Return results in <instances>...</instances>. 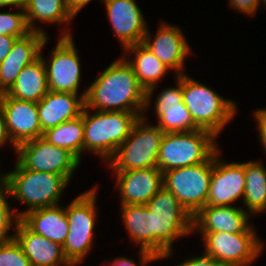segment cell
<instances>
[{"instance_id": "484cf974", "label": "cell", "mask_w": 266, "mask_h": 266, "mask_svg": "<svg viewBox=\"0 0 266 266\" xmlns=\"http://www.w3.org/2000/svg\"><path fill=\"white\" fill-rule=\"evenodd\" d=\"M49 92L46 67L41 56L26 65L6 92L9 97L38 103Z\"/></svg>"}, {"instance_id": "d4e9b609", "label": "cell", "mask_w": 266, "mask_h": 266, "mask_svg": "<svg viewBox=\"0 0 266 266\" xmlns=\"http://www.w3.org/2000/svg\"><path fill=\"white\" fill-rule=\"evenodd\" d=\"M125 52L134 53L133 59L126 61L132 66L137 80L147 92L146 109L150 106V99L156 84L169 70L142 42L126 47Z\"/></svg>"}, {"instance_id": "9c48e42d", "label": "cell", "mask_w": 266, "mask_h": 266, "mask_svg": "<svg viewBox=\"0 0 266 266\" xmlns=\"http://www.w3.org/2000/svg\"><path fill=\"white\" fill-rule=\"evenodd\" d=\"M213 170V155L201 164L163 172V187L193 217L206 206Z\"/></svg>"}, {"instance_id": "277c9868", "label": "cell", "mask_w": 266, "mask_h": 266, "mask_svg": "<svg viewBox=\"0 0 266 266\" xmlns=\"http://www.w3.org/2000/svg\"><path fill=\"white\" fill-rule=\"evenodd\" d=\"M7 174L8 194L29 206L27 211L17 213L19 219L26 212L59 205L61 194L69 184L63 175L25 169L18 161L15 170Z\"/></svg>"}, {"instance_id": "30bf717a", "label": "cell", "mask_w": 266, "mask_h": 266, "mask_svg": "<svg viewBox=\"0 0 266 266\" xmlns=\"http://www.w3.org/2000/svg\"><path fill=\"white\" fill-rule=\"evenodd\" d=\"M200 233L206 247L204 254L224 266H248L258 257L264 246L252 227L244 233Z\"/></svg>"}, {"instance_id": "d6986e66", "label": "cell", "mask_w": 266, "mask_h": 266, "mask_svg": "<svg viewBox=\"0 0 266 266\" xmlns=\"http://www.w3.org/2000/svg\"><path fill=\"white\" fill-rule=\"evenodd\" d=\"M176 77L177 87L166 88L157 96L155 103V113L158 116L157 126L164 133L198 130L199 128L183 103L182 75Z\"/></svg>"}, {"instance_id": "6da1fadb", "label": "cell", "mask_w": 266, "mask_h": 266, "mask_svg": "<svg viewBox=\"0 0 266 266\" xmlns=\"http://www.w3.org/2000/svg\"><path fill=\"white\" fill-rule=\"evenodd\" d=\"M82 96L87 109L142 113L146 110L147 92L124 57L112 62Z\"/></svg>"}, {"instance_id": "ab89813d", "label": "cell", "mask_w": 266, "mask_h": 266, "mask_svg": "<svg viewBox=\"0 0 266 266\" xmlns=\"http://www.w3.org/2000/svg\"><path fill=\"white\" fill-rule=\"evenodd\" d=\"M111 265L112 266H137L135 262L125 257H120V258L118 257L114 259Z\"/></svg>"}, {"instance_id": "44dd1931", "label": "cell", "mask_w": 266, "mask_h": 266, "mask_svg": "<svg viewBox=\"0 0 266 266\" xmlns=\"http://www.w3.org/2000/svg\"><path fill=\"white\" fill-rule=\"evenodd\" d=\"M15 239L21 245L31 266H59L67 264L59 243L31 231L20 219L15 224Z\"/></svg>"}, {"instance_id": "cb8c5ba5", "label": "cell", "mask_w": 266, "mask_h": 266, "mask_svg": "<svg viewBox=\"0 0 266 266\" xmlns=\"http://www.w3.org/2000/svg\"><path fill=\"white\" fill-rule=\"evenodd\" d=\"M20 220L34 233L59 243L61 246L69 232L65 208L60 205L26 212Z\"/></svg>"}, {"instance_id": "b9f144b4", "label": "cell", "mask_w": 266, "mask_h": 266, "mask_svg": "<svg viewBox=\"0 0 266 266\" xmlns=\"http://www.w3.org/2000/svg\"><path fill=\"white\" fill-rule=\"evenodd\" d=\"M76 264H78V262H67L65 266H74Z\"/></svg>"}, {"instance_id": "4dcf8cb0", "label": "cell", "mask_w": 266, "mask_h": 266, "mask_svg": "<svg viewBox=\"0 0 266 266\" xmlns=\"http://www.w3.org/2000/svg\"><path fill=\"white\" fill-rule=\"evenodd\" d=\"M0 266H31L15 238L0 244Z\"/></svg>"}, {"instance_id": "d6a6232c", "label": "cell", "mask_w": 266, "mask_h": 266, "mask_svg": "<svg viewBox=\"0 0 266 266\" xmlns=\"http://www.w3.org/2000/svg\"><path fill=\"white\" fill-rule=\"evenodd\" d=\"M229 2L231 7H234L235 10H239L249 16L255 14L259 5H261V0H229Z\"/></svg>"}, {"instance_id": "74e56055", "label": "cell", "mask_w": 266, "mask_h": 266, "mask_svg": "<svg viewBox=\"0 0 266 266\" xmlns=\"http://www.w3.org/2000/svg\"><path fill=\"white\" fill-rule=\"evenodd\" d=\"M8 139H10V137L6 129L4 113L0 108V146L4 145L5 142L7 143V141L11 142V140Z\"/></svg>"}, {"instance_id": "1f68e13d", "label": "cell", "mask_w": 266, "mask_h": 266, "mask_svg": "<svg viewBox=\"0 0 266 266\" xmlns=\"http://www.w3.org/2000/svg\"><path fill=\"white\" fill-rule=\"evenodd\" d=\"M8 196L10 195L7 191L0 193V244L14 239L15 235L8 236L7 232L12 227L14 218L16 223L19 220L16 214L18 212L11 210L6 201Z\"/></svg>"}, {"instance_id": "ffe728a7", "label": "cell", "mask_w": 266, "mask_h": 266, "mask_svg": "<svg viewBox=\"0 0 266 266\" xmlns=\"http://www.w3.org/2000/svg\"><path fill=\"white\" fill-rule=\"evenodd\" d=\"M249 216L243 207L205 206L192 217V231L244 233Z\"/></svg>"}, {"instance_id": "7bdbcfd3", "label": "cell", "mask_w": 266, "mask_h": 266, "mask_svg": "<svg viewBox=\"0 0 266 266\" xmlns=\"http://www.w3.org/2000/svg\"><path fill=\"white\" fill-rule=\"evenodd\" d=\"M262 2V4H264V6L266 5V0H261Z\"/></svg>"}, {"instance_id": "8d00e7d4", "label": "cell", "mask_w": 266, "mask_h": 266, "mask_svg": "<svg viewBox=\"0 0 266 266\" xmlns=\"http://www.w3.org/2000/svg\"><path fill=\"white\" fill-rule=\"evenodd\" d=\"M91 0H65L68 11L72 14L73 17Z\"/></svg>"}, {"instance_id": "7a4b0ae2", "label": "cell", "mask_w": 266, "mask_h": 266, "mask_svg": "<svg viewBox=\"0 0 266 266\" xmlns=\"http://www.w3.org/2000/svg\"><path fill=\"white\" fill-rule=\"evenodd\" d=\"M83 108V151L89 150L108 161L128 138L141 112L95 111L92 116Z\"/></svg>"}, {"instance_id": "52a82bcc", "label": "cell", "mask_w": 266, "mask_h": 266, "mask_svg": "<svg viewBox=\"0 0 266 266\" xmlns=\"http://www.w3.org/2000/svg\"><path fill=\"white\" fill-rule=\"evenodd\" d=\"M145 122V117L139 118L128 138L108 160L114 171L157 167L164 132L157 125L149 126Z\"/></svg>"}, {"instance_id": "8fae6325", "label": "cell", "mask_w": 266, "mask_h": 266, "mask_svg": "<svg viewBox=\"0 0 266 266\" xmlns=\"http://www.w3.org/2000/svg\"><path fill=\"white\" fill-rule=\"evenodd\" d=\"M15 151L18 162L36 172L63 175L69 182L80 160L69 150L50 144L43 137L19 144Z\"/></svg>"}, {"instance_id": "60d3db41", "label": "cell", "mask_w": 266, "mask_h": 266, "mask_svg": "<svg viewBox=\"0 0 266 266\" xmlns=\"http://www.w3.org/2000/svg\"><path fill=\"white\" fill-rule=\"evenodd\" d=\"M7 189H8V174H5L3 176H0V193L6 192Z\"/></svg>"}, {"instance_id": "ba28073f", "label": "cell", "mask_w": 266, "mask_h": 266, "mask_svg": "<svg viewBox=\"0 0 266 266\" xmlns=\"http://www.w3.org/2000/svg\"><path fill=\"white\" fill-rule=\"evenodd\" d=\"M96 190L93 188L80 194L65 209L69 232L62 250L68 262L80 263L92 247L97 210Z\"/></svg>"}, {"instance_id": "f1b7e54d", "label": "cell", "mask_w": 266, "mask_h": 266, "mask_svg": "<svg viewBox=\"0 0 266 266\" xmlns=\"http://www.w3.org/2000/svg\"><path fill=\"white\" fill-rule=\"evenodd\" d=\"M245 192L243 202L249 214L266 210V169L258 161L245 162Z\"/></svg>"}, {"instance_id": "3957f363", "label": "cell", "mask_w": 266, "mask_h": 266, "mask_svg": "<svg viewBox=\"0 0 266 266\" xmlns=\"http://www.w3.org/2000/svg\"><path fill=\"white\" fill-rule=\"evenodd\" d=\"M153 215V256L158 260L172 254L175 238L192 231V216L178 199L162 187L146 204Z\"/></svg>"}, {"instance_id": "f546056e", "label": "cell", "mask_w": 266, "mask_h": 266, "mask_svg": "<svg viewBox=\"0 0 266 266\" xmlns=\"http://www.w3.org/2000/svg\"><path fill=\"white\" fill-rule=\"evenodd\" d=\"M30 32L23 9L22 12L0 13V35L21 38Z\"/></svg>"}, {"instance_id": "e0dca14e", "label": "cell", "mask_w": 266, "mask_h": 266, "mask_svg": "<svg viewBox=\"0 0 266 266\" xmlns=\"http://www.w3.org/2000/svg\"><path fill=\"white\" fill-rule=\"evenodd\" d=\"M151 41V42H150ZM142 43L160 60L168 69L174 70L176 76L184 74V59L189 55L190 47L179 27L163 23L158 29L155 38H150L147 29Z\"/></svg>"}, {"instance_id": "83f0119b", "label": "cell", "mask_w": 266, "mask_h": 266, "mask_svg": "<svg viewBox=\"0 0 266 266\" xmlns=\"http://www.w3.org/2000/svg\"><path fill=\"white\" fill-rule=\"evenodd\" d=\"M43 138L50 144L69 150L81 160L84 141L83 111L78 117L47 129Z\"/></svg>"}, {"instance_id": "2e32d148", "label": "cell", "mask_w": 266, "mask_h": 266, "mask_svg": "<svg viewBox=\"0 0 266 266\" xmlns=\"http://www.w3.org/2000/svg\"><path fill=\"white\" fill-rule=\"evenodd\" d=\"M115 173L121 205H146L163 187V172L157 167Z\"/></svg>"}, {"instance_id": "ac0fdd59", "label": "cell", "mask_w": 266, "mask_h": 266, "mask_svg": "<svg viewBox=\"0 0 266 266\" xmlns=\"http://www.w3.org/2000/svg\"><path fill=\"white\" fill-rule=\"evenodd\" d=\"M115 35L124 49L141 43L147 31L146 22L135 0H102Z\"/></svg>"}, {"instance_id": "8992f818", "label": "cell", "mask_w": 266, "mask_h": 266, "mask_svg": "<svg viewBox=\"0 0 266 266\" xmlns=\"http://www.w3.org/2000/svg\"><path fill=\"white\" fill-rule=\"evenodd\" d=\"M215 137L204 129L164 133L157 168L166 172L206 162L218 150Z\"/></svg>"}, {"instance_id": "603a6c76", "label": "cell", "mask_w": 266, "mask_h": 266, "mask_svg": "<svg viewBox=\"0 0 266 266\" xmlns=\"http://www.w3.org/2000/svg\"><path fill=\"white\" fill-rule=\"evenodd\" d=\"M122 219L132 240L140 243V262L144 266L157 260L153 256V215L146 205H122Z\"/></svg>"}, {"instance_id": "e575fe53", "label": "cell", "mask_w": 266, "mask_h": 266, "mask_svg": "<svg viewBox=\"0 0 266 266\" xmlns=\"http://www.w3.org/2000/svg\"><path fill=\"white\" fill-rule=\"evenodd\" d=\"M254 116L257 120V128H259V139L266 154V109H258Z\"/></svg>"}, {"instance_id": "836d02e7", "label": "cell", "mask_w": 266, "mask_h": 266, "mask_svg": "<svg viewBox=\"0 0 266 266\" xmlns=\"http://www.w3.org/2000/svg\"><path fill=\"white\" fill-rule=\"evenodd\" d=\"M177 266H224L216 259L203 254L202 256L194 257L191 259H186V261L180 263Z\"/></svg>"}, {"instance_id": "4316f807", "label": "cell", "mask_w": 266, "mask_h": 266, "mask_svg": "<svg viewBox=\"0 0 266 266\" xmlns=\"http://www.w3.org/2000/svg\"><path fill=\"white\" fill-rule=\"evenodd\" d=\"M26 21L31 31L45 33L43 29L34 26V21L48 23H67L74 17L68 11L65 0H27L24 8Z\"/></svg>"}, {"instance_id": "d590c367", "label": "cell", "mask_w": 266, "mask_h": 266, "mask_svg": "<svg viewBox=\"0 0 266 266\" xmlns=\"http://www.w3.org/2000/svg\"><path fill=\"white\" fill-rule=\"evenodd\" d=\"M17 39V37L10 35H0V63L10 53Z\"/></svg>"}, {"instance_id": "7402d4cb", "label": "cell", "mask_w": 266, "mask_h": 266, "mask_svg": "<svg viewBox=\"0 0 266 266\" xmlns=\"http://www.w3.org/2000/svg\"><path fill=\"white\" fill-rule=\"evenodd\" d=\"M84 107L85 96L79 98L74 93L49 91L37 103L42 131L45 132L49 128L78 117Z\"/></svg>"}, {"instance_id": "9a60e30c", "label": "cell", "mask_w": 266, "mask_h": 266, "mask_svg": "<svg viewBox=\"0 0 266 266\" xmlns=\"http://www.w3.org/2000/svg\"><path fill=\"white\" fill-rule=\"evenodd\" d=\"M48 36L39 31H31L26 36L18 38L10 53L0 63V93H6L15 83L17 76L22 69L35 61L44 45L48 41Z\"/></svg>"}, {"instance_id": "5bb4252c", "label": "cell", "mask_w": 266, "mask_h": 266, "mask_svg": "<svg viewBox=\"0 0 266 266\" xmlns=\"http://www.w3.org/2000/svg\"><path fill=\"white\" fill-rule=\"evenodd\" d=\"M219 150L213 154V170L206 206H230L244 196L245 162L219 161Z\"/></svg>"}, {"instance_id": "f35d334b", "label": "cell", "mask_w": 266, "mask_h": 266, "mask_svg": "<svg viewBox=\"0 0 266 266\" xmlns=\"http://www.w3.org/2000/svg\"><path fill=\"white\" fill-rule=\"evenodd\" d=\"M26 1L27 0H0V7L13 6L24 10Z\"/></svg>"}, {"instance_id": "4fadbf2b", "label": "cell", "mask_w": 266, "mask_h": 266, "mask_svg": "<svg viewBox=\"0 0 266 266\" xmlns=\"http://www.w3.org/2000/svg\"><path fill=\"white\" fill-rule=\"evenodd\" d=\"M0 108L14 148L23 142L43 137L36 102L19 100L2 93Z\"/></svg>"}, {"instance_id": "5b68a950", "label": "cell", "mask_w": 266, "mask_h": 266, "mask_svg": "<svg viewBox=\"0 0 266 266\" xmlns=\"http://www.w3.org/2000/svg\"><path fill=\"white\" fill-rule=\"evenodd\" d=\"M182 97L195 125L216 137L236 114L235 102L224 99L186 74H182Z\"/></svg>"}, {"instance_id": "7c38bea8", "label": "cell", "mask_w": 266, "mask_h": 266, "mask_svg": "<svg viewBox=\"0 0 266 266\" xmlns=\"http://www.w3.org/2000/svg\"><path fill=\"white\" fill-rule=\"evenodd\" d=\"M40 56L46 67L49 91L78 94L80 85V61L77 50L68 31L60 37L51 52L50 63Z\"/></svg>"}]
</instances>
